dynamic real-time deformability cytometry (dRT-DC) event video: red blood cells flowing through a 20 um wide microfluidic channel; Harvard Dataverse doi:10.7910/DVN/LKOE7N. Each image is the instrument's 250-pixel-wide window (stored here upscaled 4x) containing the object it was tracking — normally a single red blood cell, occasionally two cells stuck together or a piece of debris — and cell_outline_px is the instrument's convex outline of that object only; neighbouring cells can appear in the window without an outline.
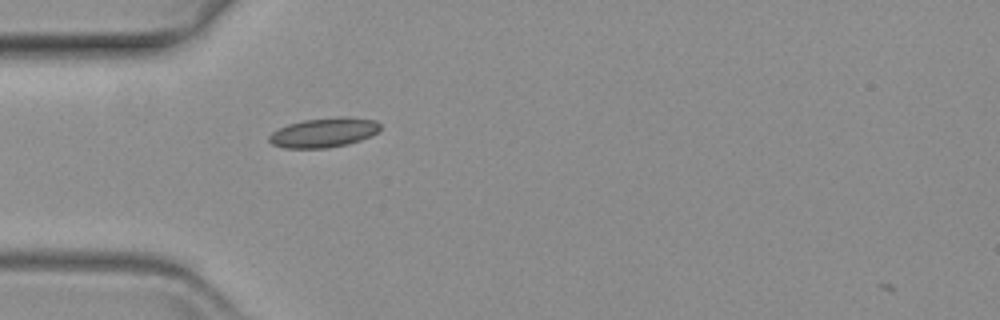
{"species": "common noctule bat (a hibernating species)", "species_latin": "Nyctalus noctula", "temperature_condition": "warm", "stored_images_in_passage": 2, "camera_frame_rate_fps": 3000, "um_per_image_px": 0.085, "animal": {"sex": "female", "body_mass_g": 19.3, "forearm_length_mm": 54.1}, "frame": {"image": 1, "passage_image": 1, "time_ms": 0.0, "image_size_px": [1000, 320], "cell_outline_px": [[380, 132], [372, 136], [348, 144], [328, 148], [284, 148], [272, 144], [268, 140], [268, 136], [272, 132], [288, 124], [304, 120], [340, 116], [344, 116], [376, 120], [380, 124]], "centroid_in_image_um": [27.56, 11.27], "position_along_channel_um": 57.4, "area_um2": 19.31}}